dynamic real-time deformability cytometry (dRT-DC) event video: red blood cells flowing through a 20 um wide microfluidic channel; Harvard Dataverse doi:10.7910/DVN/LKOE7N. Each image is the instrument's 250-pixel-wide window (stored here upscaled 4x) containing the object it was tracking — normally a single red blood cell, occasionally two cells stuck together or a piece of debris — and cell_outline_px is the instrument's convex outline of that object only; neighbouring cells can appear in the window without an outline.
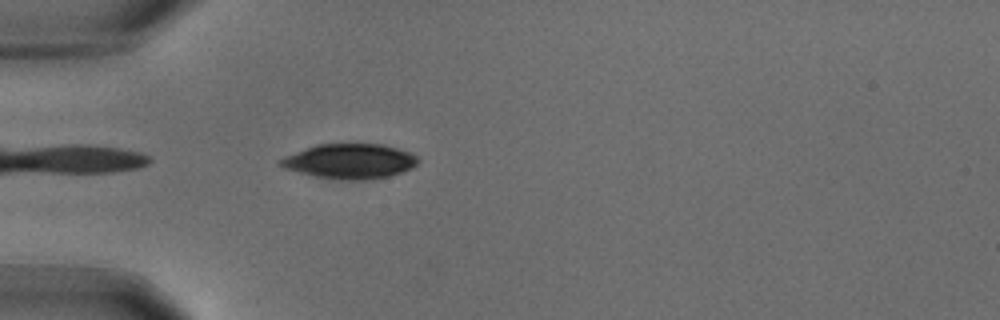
{"species": "common noctule bat (a hibernating species)", "species_latin": "Nyctalus noctula", "temperature_condition": "warm", "stored_images_in_passage": 19, "camera_frame_rate_fps": 3000, "um_per_image_px": 0.085, "animal": {"sex": "male", "body_mass_g": 18.8}, "frame": {"image": 1, "passage_image": 1, "time_ms": 0.0, "image_size_px": [1000, 320], "cell_outline_px": [[420, 160], [412, 168], [388, 176], [368, 180], [332, 180], [312, 176], [284, 168], [276, 160], [284, 156], [316, 144], [384, 144], [408, 152], [416, 156]], "centroid_in_image_um": [29.69, 13.72], "position_along_channel_um": 55.3, "area_um2": 28.15}}
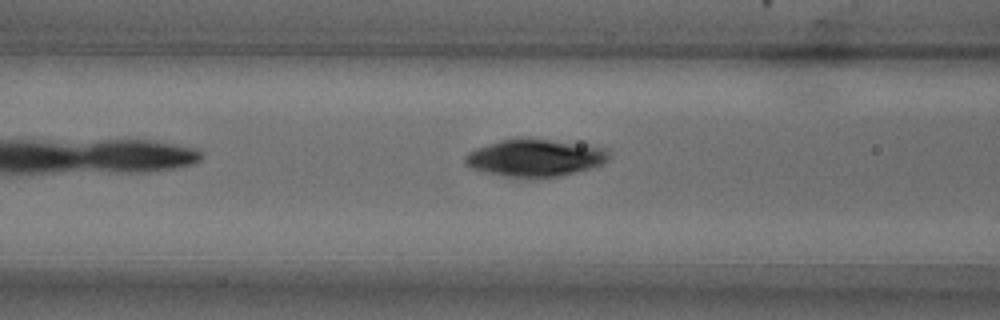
{"frame": {"image": 2, "passage_image": 11, "time_ms": 3.333, "image_size_px": [1000, 320], "cell_outline_px": [[608, 160], [604, 164], [576, 172], [560, 176], [536, 180], [532, 180], [504, 176], [480, 172], [464, 164], [464, 156], [468, 152], [476, 148], [500, 140], [516, 136], [588, 144], [608, 148]], "centroid_in_image_um": [45.46, 13.42], "position_along_channel_um": 121.1, "area_um2": 32.48}}